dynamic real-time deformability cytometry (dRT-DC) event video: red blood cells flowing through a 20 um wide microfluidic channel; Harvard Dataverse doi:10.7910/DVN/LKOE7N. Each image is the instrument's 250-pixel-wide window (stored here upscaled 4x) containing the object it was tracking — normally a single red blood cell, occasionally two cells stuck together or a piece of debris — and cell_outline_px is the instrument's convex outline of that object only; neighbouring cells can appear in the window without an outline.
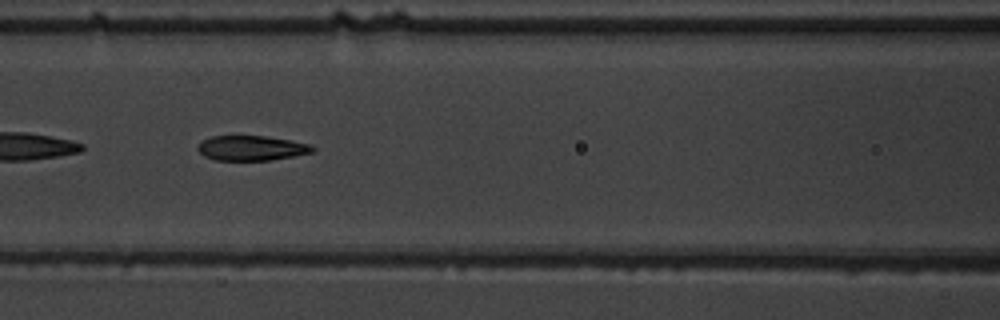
{"species": "common noctule bat (a hibernating species)", "species_latin": "Nyctalus noctula", "temperature_condition": "warm", "stored_images_in_passage": 56, "camera_frame_rate_fps": 3000, "um_per_image_px": 0.085, "animal": {"sex": "male", "body_mass_g": 19.5, "forearm_length_mm": 54.6}, "frame": {"image": 1, "passage_image": 25, "time_ms": 8.0, "image_size_px": [1000, 320], "cell_outline_px": [[316, 148], [312, 152], [272, 160], [216, 160], [204, 156], [196, 148], [204, 140], [212, 136], [268, 136], [312, 144]], "centroid_in_image_um": [21.41, 12.58], "position_along_channel_um": 145.2, "area_um2": 16.59}}
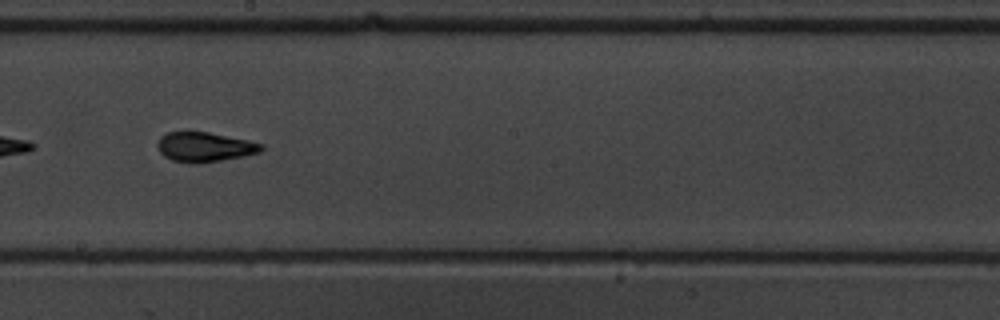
{"frame": {"image": 2, "passage_image": 32, "time_ms": 10.333, "image_size_px": [1000, 320], "cell_outline_px": [[264, 148], [260, 152], [244, 156], [196, 164], [172, 160], [164, 156], [160, 152], [156, 144], [160, 136], [168, 132], [188, 128], [248, 140], [264, 144]], "centroid_in_image_um": [17.35, 12.45], "position_along_channel_um": 230.9, "area_um2": 18.5}}
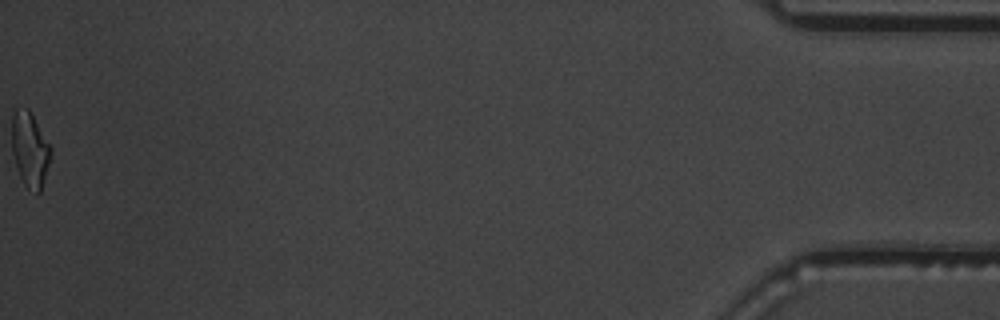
{"frame": {"image": 3, "passage_image": 56, "time_ms": 18.333, "image_size_px": [1000, 320], "cell_outline_px": [[52, 152], [40, 192], [36, 196], [24, 184], [16, 168], [12, 152], [12, 112], [16, 108], [28, 108], [52, 148]], "centroid_in_image_um": [2.53, 12.72], "position_along_channel_um": 432.7, "area_um2": 17.05}, "authors_computed_cell_mechanics": {"area_um2": 17.6001, "velocity_mm_per_s": 3.6804, "shape_relaxation_time_tau1_ms": 4.1842, "shape_relaxation_time_tau2_ms": 1.5075, "deformation_change_tau1": 0.183, "deformation_change_tau2": 0.0769}}